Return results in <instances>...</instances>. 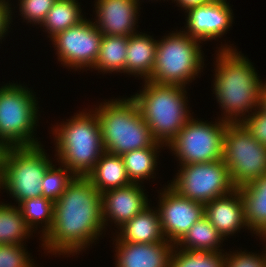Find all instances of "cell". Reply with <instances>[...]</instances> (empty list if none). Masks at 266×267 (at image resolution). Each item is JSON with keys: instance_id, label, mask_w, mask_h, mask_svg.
<instances>
[{"instance_id": "obj_1", "label": "cell", "mask_w": 266, "mask_h": 267, "mask_svg": "<svg viewBox=\"0 0 266 267\" xmlns=\"http://www.w3.org/2000/svg\"><path fill=\"white\" fill-rule=\"evenodd\" d=\"M101 193L87 177L74 176L54 202V221L41 245L55 255L80 253L102 235Z\"/></svg>"}, {"instance_id": "obj_2", "label": "cell", "mask_w": 266, "mask_h": 267, "mask_svg": "<svg viewBox=\"0 0 266 267\" xmlns=\"http://www.w3.org/2000/svg\"><path fill=\"white\" fill-rule=\"evenodd\" d=\"M228 46L219 48L221 50L216 54L213 93L224 112L222 120L241 123L253 113L252 109L260 108L263 82L249 59L238 53L236 48ZM246 112L248 115H245Z\"/></svg>"}, {"instance_id": "obj_3", "label": "cell", "mask_w": 266, "mask_h": 267, "mask_svg": "<svg viewBox=\"0 0 266 267\" xmlns=\"http://www.w3.org/2000/svg\"><path fill=\"white\" fill-rule=\"evenodd\" d=\"M144 90L131 96L153 138L167 147L192 117L187 110L186 88L145 80Z\"/></svg>"}, {"instance_id": "obj_4", "label": "cell", "mask_w": 266, "mask_h": 267, "mask_svg": "<svg viewBox=\"0 0 266 267\" xmlns=\"http://www.w3.org/2000/svg\"><path fill=\"white\" fill-rule=\"evenodd\" d=\"M89 112L77 113L53 127L57 160L78 177H87L105 152L99 120L94 111Z\"/></svg>"}, {"instance_id": "obj_5", "label": "cell", "mask_w": 266, "mask_h": 267, "mask_svg": "<svg viewBox=\"0 0 266 267\" xmlns=\"http://www.w3.org/2000/svg\"><path fill=\"white\" fill-rule=\"evenodd\" d=\"M95 113L100 123L103 147L108 153L121 156L156 142L131 97L100 103Z\"/></svg>"}, {"instance_id": "obj_6", "label": "cell", "mask_w": 266, "mask_h": 267, "mask_svg": "<svg viewBox=\"0 0 266 267\" xmlns=\"http://www.w3.org/2000/svg\"><path fill=\"white\" fill-rule=\"evenodd\" d=\"M176 32L158 40L153 71L147 80L185 87L203 69L201 41L190 37L183 30Z\"/></svg>"}, {"instance_id": "obj_7", "label": "cell", "mask_w": 266, "mask_h": 267, "mask_svg": "<svg viewBox=\"0 0 266 267\" xmlns=\"http://www.w3.org/2000/svg\"><path fill=\"white\" fill-rule=\"evenodd\" d=\"M35 98L32 91L21 84L0 87V141L6 147L41 145L33 136L39 111Z\"/></svg>"}, {"instance_id": "obj_8", "label": "cell", "mask_w": 266, "mask_h": 267, "mask_svg": "<svg viewBox=\"0 0 266 267\" xmlns=\"http://www.w3.org/2000/svg\"><path fill=\"white\" fill-rule=\"evenodd\" d=\"M52 165L41 145L7 147L3 158V188L18 205L26 199L42 196L41 180Z\"/></svg>"}, {"instance_id": "obj_9", "label": "cell", "mask_w": 266, "mask_h": 267, "mask_svg": "<svg viewBox=\"0 0 266 267\" xmlns=\"http://www.w3.org/2000/svg\"><path fill=\"white\" fill-rule=\"evenodd\" d=\"M222 160L238 188L266 174V146L252 137L242 123H228Z\"/></svg>"}, {"instance_id": "obj_10", "label": "cell", "mask_w": 266, "mask_h": 267, "mask_svg": "<svg viewBox=\"0 0 266 267\" xmlns=\"http://www.w3.org/2000/svg\"><path fill=\"white\" fill-rule=\"evenodd\" d=\"M206 122L191 117L168 143L181 165L222 160L223 137L228 122L221 118L214 124Z\"/></svg>"}, {"instance_id": "obj_11", "label": "cell", "mask_w": 266, "mask_h": 267, "mask_svg": "<svg viewBox=\"0 0 266 267\" xmlns=\"http://www.w3.org/2000/svg\"><path fill=\"white\" fill-rule=\"evenodd\" d=\"M180 166L168 185L185 198L205 204L236 189L223 160Z\"/></svg>"}, {"instance_id": "obj_12", "label": "cell", "mask_w": 266, "mask_h": 267, "mask_svg": "<svg viewBox=\"0 0 266 267\" xmlns=\"http://www.w3.org/2000/svg\"><path fill=\"white\" fill-rule=\"evenodd\" d=\"M103 34L94 22L86 18L51 38L63 66L74 69L93 68L101 45Z\"/></svg>"}, {"instance_id": "obj_13", "label": "cell", "mask_w": 266, "mask_h": 267, "mask_svg": "<svg viewBox=\"0 0 266 267\" xmlns=\"http://www.w3.org/2000/svg\"><path fill=\"white\" fill-rule=\"evenodd\" d=\"M166 187L160 192L157 210L165 239L176 244L195 222L205 216L204 204L181 196L169 185Z\"/></svg>"}, {"instance_id": "obj_14", "label": "cell", "mask_w": 266, "mask_h": 267, "mask_svg": "<svg viewBox=\"0 0 266 267\" xmlns=\"http://www.w3.org/2000/svg\"><path fill=\"white\" fill-rule=\"evenodd\" d=\"M229 3L210 2L185 11L187 15L184 33L199 41H208L221 37L231 27L233 10Z\"/></svg>"}, {"instance_id": "obj_15", "label": "cell", "mask_w": 266, "mask_h": 267, "mask_svg": "<svg viewBox=\"0 0 266 267\" xmlns=\"http://www.w3.org/2000/svg\"><path fill=\"white\" fill-rule=\"evenodd\" d=\"M141 187L140 183H131L101 194L104 228L108 220L121 227L149 205L145 190Z\"/></svg>"}, {"instance_id": "obj_16", "label": "cell", "mask_w": 266, "mask_h": 267, "mask_svg": "<svg viewBox=\"0 0 266 267\" xmlns=\"http://www.w3.org/2000/svg\"><path fill=\"white\" fill-rule=\"evenodd\" d=\"M139 3L136 0H96L94 24L103 35L129 37L136 34Z\"/></svg>"}, {"instance_id": "obj_17", "label": "cell", "mask_w": 266, "mask_h": 267, "mask_svg": "<svg viewBox=\"0 0 266 267\" xmlns=\"http://www.w3.org/2000/svg\"><path fill=\"white\" fill-rule=\"evenodd\" d=\"M116 243L115 267H170L175 244L157 243Z\"/></svg>"}, {"instance_id": "obj_18", "label": "cell", "mask_w": 266, "mask_h": 267, "mask_svg": "<svg viewBox=\"0 0 266 267\" xmlns=\"http://www.w3.org/2000/svg\"><path fill=\"white\" fill-rule=\"evenodd\" d=\"M204 213L205 217L224 239L244 226V228H248L244 214V204L238 188L229 194L205 203Z\"/></svg>"}, {"instance_id": "obj_19", "label": "cell", "mask_w": 266, "mask_h": 267, "mask_svg": "<svg viewBox=\"0 0 266 267\" xmlns=\"http://www.w3.org/2000/svg\"><path fill=\"white\" fill-rule=\"evenodd\" d=\"M120 228L116 242L157 243L169 242L165 239L158 210L148 205Z\"/></svg>"}, {"instance_id": "obj_20", "label": "cell", "mask_w": 266, "mask_h": 267, "mask_svg": "<svg viewBox=\"0 0 266 267\" xmlns=\"http://www.w3.org/2000/svg\"><path fill=\"white\" fill-rule=\"evenodd\" d=\"M244 204L248 230L266 236V174L238 187Z\"/></svg>"}, {"instance_id": "obj_21", "label": "cell", "mask_w": 266, "mask_h": 267, "mask_svg": "<svg viewBox=\"0 0 266 267\" xmlns=\"http://www.w3.org/2000/svg\"><path fill=\"white\" fill-rule=\"evenodd\" d=\"M141 33L128 37L125 73L138 77L140 75L141 78L147 80L153 71L158 40L156 41L152 36Z\"/></svg>"}, {"instance_id": "obj_22", "label": "cell", "mask_w": 266, "mask_h": 267, "mask_svg": "<svg viewBox=\"0 0 266 267\" xmlns=\"http://www.w3.org/2000/svg\"><path fill=\"white\" fill-rule=\"evenodd\" d=\"M87 178L101 194L132 183L122 157L106 151L100 156Z\"/></svg>"}, {"instance_id": "obj_23", "label": "cell", "mask_w": 266, "mask_h": 267, "mask_svg": "<svg viewBox=\"0 0 266 267\" xmlns=\"http://www.w3.org/2000/svg\"><path fill=\"white\" fill-rule=\"evenodd\" d=\"M223 236L216 230L212 223L204 216L195 222L183 237L175 244L178 249L188 251H216L219 249Z\"/></svg>"}, {"instance_id": "obj_24", "label": "cell", "mask_w": 266, "mask_h": 267, "mask_svg": "<svg viewBox=\"0 0 266 267\" xmlns=\"http://www.w3.org/2000/svg\"><path fill=\"white\" fill-rule=\"evenodd\" d=\"M164 144L155 142L152 146L132 150L121 155L127 175L132 183H138L148 178H154L157 166V151ZM160 147V148H159ZM142 180V181H141Z\"/></svg>"}, {"instance_id": "obj_25", "label": "cell", "mask_w": 266, "mask_h": 267, "mask_svg": "<svg viewBox=\"0 0 266 267\" xmlns=\"http://www.w3.org/2000/svg\"><path fill=\"white\" fill-rule=\"evenodd\" d=\"M128 37L103 35L98 58L93 66L101 72H124Z\"/></svg>"}, {"instance_id": "obj_26", "label": "cell", "mask_w": 266, "mask_h": 267, "mask_svg": "<svg viewBox=\"0 0 266 267\" xmlns=\"http://www.w3.org/2000/svg\"><path fill=\"white\" fill-rule=\"evenodd\" d=\"M81 12L77 0H56L40 27H45V31L50 35L48 37L52 38L83 21L85 18H83Z\"/></svg>"}, {"instance_id": "obj_27", "label": "cell", "mask_w": 266, "mask_h": 267, "mask_svg": "<svg viewBox=\"0 0 266 267\" xmlns=\"http://www.w3.org/2000/svg\"><path fill=\"white\" fill-rule=\"evenodd\" d=\"M30 233L19 207L0 204V244L22 245Z\"/></svg>"}, {"instance_id": "obj_28", "label": "cell", "mask_w": 266, "mask_h": 267, "mask_svg": "<svg viewBox=\"0 0 266 267\" xmlns=\"http://www.w3.org/2000/svg\"><path fill=\"white\" fill-rule=\"evenodd\" d=\"M18 207L22 212L26 225L30 230L38 227L40 223L42 227V238L51 230L54 221V202L50 199L38 196L23 200ZM37 224V225H36ZM35 227V228H34Z\"/></svg>"}, {"instance_id": "obj_29", "label": "cell", "mask_w": 266, "mask_h": 267, "mask_svg": "<svg viewBox=\"0 0 266 267\" xmlns=\"http://www.w3.org/2000/svg\"><path fill=\"white\" fill-rule=\"evenodd\" d=\"M178 247L173 249L170 267H225L226 255L222 252L178 250Z\"/></svg>"}, {"instance_id": "obj_30", "label": "cell", "mask_w": 266, "mask_h": 267, "mask_svg": "<svg viewBox=\"0 0 266 267\" xmlns=\"http://www.w3.org/2000/svg\"><path fill=\"white\" fill-rule=\"evenodd\" d=\"M61 166L56 168L52 164L41 180L42 196L53 202L59 199L60 195L65 191L67 184L74 177L65 166Z\"/></svg>"}, {"instance_id": "obj_31", "label": "cell", "mask_w": 266, "mask_h": 267, "mask_svg": "<svg viewBox=\"0 0 266 267\" xmlns=\"http://www.w3.org/2000/svg\"><path fill=\"white\" fill-rule=\"evenodd\" d=\"M23 244H0V267H35Z\"/></svg>"}, {"instance_id": "obj_32", "label": "cell", "mask_w": 266, "mask_h": 267, "mask_svg": "<svg viewBox=\"0 0 266 267\" xmlns=\"http://www.w3.org/2000/svg\"><path fill=\"white\" fill-rule=\"evenodd\" d=\"M20 15L30 24H42L56 0H19ZM36 23V24H35Z\"/></svg>"}, {"instance_id": "obj_33", "label": "cell", "mask_w": 266, "mask_h": 267, "mask_svg": "<svg viewBox=\"0 0 266 267\" xmlns=\"http://www.w3.org/2000/svg\"><path fill=\"white\" fill-rule=\"evenodd\" d=\"M225 254V267H266V253L257 255L241 251Z\"/></svg>"}, {"instance_id": "obj_34", "label": "cell", "mask_w": 266, "mask_h": 267, "mask_svg": "<svg viewBox=\"0 0 266 267\" xmlns=\"http://www.w3.org/2000/svg\"><path fill=\"white\" fill-rule=\"evenodd\" d=\"M257 110L253 111L249 117L244 118L241 123L250 132L253 138L266 146V113L260 108Z\"/></svg>"}, {"instance_id": "obj_35", "label": "cell", "mask_w": 266, "mask_h": 267, "mask_svg": "<svg viewBox=\"0 0 266 267\" xmlns=\"http://www.w3.org/2000/svg\"><path fill=\"white\" fill-rule=\"evenodd\" d=\"M11 6L6 0H0V39L8 32L9 25L12 19Z\"/></svg>"}, {"instance_id": "obj_36", "label": "cell", "mask_w": 266, "mask_h": 267, "mask_svg": "<svg viewBox=\"0 0 266 267\" xmlns=\"http://www.w3.org/2000/svg\"><path fill=\"white\" fill-rule=\"evenodd\" d=\"M179 4L178 6L181 8H184V10H188L189 8L195 7V6H202L205 4H208L212 2L211 0H174Z\"/></svg>"}, {"instance_id": "obj_37", "label": "cell", "mask_w": 266, "mask_h": 267, "mask_svg": "<svg viewBox=\"0 0 266 267\" xmlns=\"http://www.w3.org/2000/svg\"><path fill=\"white\" fill-rule=\"evenodd\" d=\"M260 109L266 113V83L263 84L261 90Z\"/></svg>"}, {"instance_id": "obj_38", "label": "cell", "mask_w": 266, "mask_h": 267, "mask_svg": "<svg viewBox=\"0 0 266 267\" xmlns=\"http://www.w3.org/2000/svg\"><path fill=\"white\" fill-rule=\"evenodd\" d=\"M7 147L0 141V167H3V158Z\"/></svg>"}, {"instance_id": "obj_39", "label": "cell", "mask_w": 266, "mask_h": 267, "mask_svg": "<svg viewBox=\"0 0 266 267\" xmlns=\"http://www.w3.org/2000/svg\"><path fill=\"white\" fill-rule=\"evenodd\" d=\"M3 187L2 167H0V189Z\"/></svg>"}, {"instance_id": "obj_40", "label": "cell", "mask_w": 266, "mask_h": 267, "mask_svg": "<svg viewBox=\"0 0 266 267\" xmlns=\"http://www.w3.org/2000/svg\"><path fill=\"white\" fill-rule=\"evenodd\" d=\"M212 2H225L227 3V0H211Z\"/></svg>"}, {"instance_id": "obj_41", "label": "cell", "mask_w": 266, "mask_h": 267, "mask_svg": "<svg viewBox=\"0 0 266 267\" xmlns=\"http://www.w3.org/2000/svg\"><path fill=\"white\" fill-rule=\"evenodd\" d=\"M262 239H264L263 241L265 242L266 241V236H263ZM262 252H266V246H265V251H262Z\"/></svg>"}]
</instances>
